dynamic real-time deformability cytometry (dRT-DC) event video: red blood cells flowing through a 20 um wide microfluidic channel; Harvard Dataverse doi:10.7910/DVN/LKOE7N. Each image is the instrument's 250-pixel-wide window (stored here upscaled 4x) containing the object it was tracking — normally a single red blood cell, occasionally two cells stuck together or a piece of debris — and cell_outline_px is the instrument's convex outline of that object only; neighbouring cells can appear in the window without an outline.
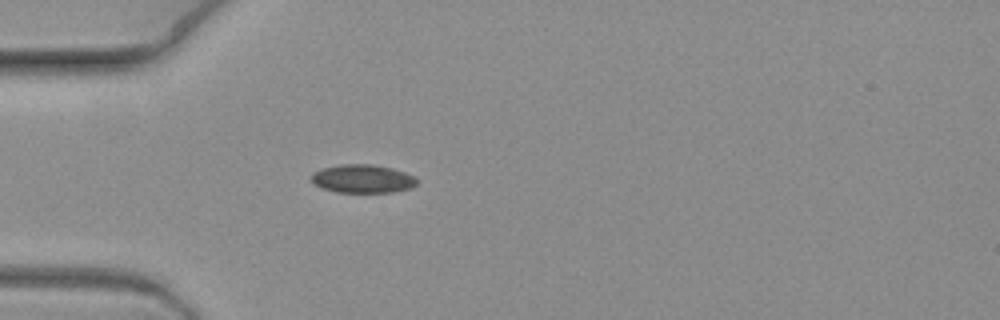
{"species": "common noctule bat (a hibernating species)", "species_latin": "Nyctalus noctula", "temperature_condition": "warm", "stored_images_in_passage": 5, "camera_frame_rate_fps": 3000, "um_per_image_px": 0.085, "animal": {"sex": "female", "body_mass_g": 19.3, "forearm_length_mm": 54.1}, "frame": {"image": 1, "passage_image": 5, "time_ms": 1.333, "image_size_px": [1000, 320], "cell_outline_px": [[420, 180], [412, 188], [392, 192], [336, 192], [320, 188], [312, 180], [312, 172], [324, 168], [344, 164], [372, 164], [392, 168], [404, 172]], "centroid_in_image_um": [30.85, 15.2], "position_along_channel_um": 54.2, "area_um2": 17.4}}